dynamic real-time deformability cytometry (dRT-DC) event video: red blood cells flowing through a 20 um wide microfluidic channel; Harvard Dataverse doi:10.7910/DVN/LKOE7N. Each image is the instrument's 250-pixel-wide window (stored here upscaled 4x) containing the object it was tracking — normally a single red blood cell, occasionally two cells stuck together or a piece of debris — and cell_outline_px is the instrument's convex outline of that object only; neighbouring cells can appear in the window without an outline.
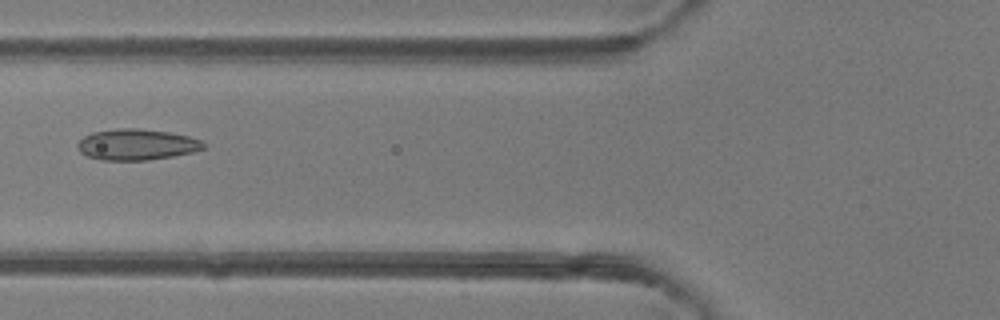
{"species": "common noctule bat (a hibernating species)", "species_latin": "Nyctalus noctula", "temperature_condition": "room temperature", "stored_images_in_passage": 7, "camera_frame_rate_fps": 3000, "um_per_image_px": 0.085, "animal": {"sex": "female"}, "frame": {"image": 1, "passage_image": 6, "time_ms": 6.0, "image_size_px": [1000, 320], "cell_outline_px": [[204, 148], [196, 152], [148, 160], [100, 160], [88, 156], [80, 152], [76, 144], [84, 136], [92, 132], [116, 128], [140, 128], [168, 132], [188, 136], [200, 140], [204, 144]], "centroid_in_image_um": [11.6, 12.28], "position_along_channel_um": 114.2, "area_um2": 22.83}}
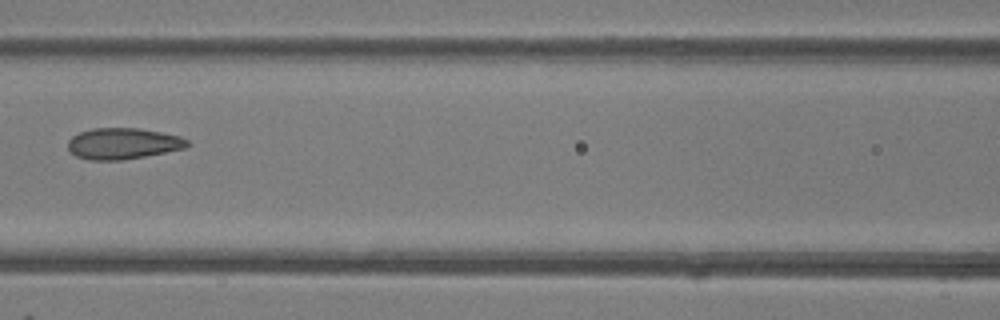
{"frame": {"image": 2, "passage_image": 7, "time_ms": 7.0, "image_size_px": [1000, 320], "cell_outline_px": [[192, 144], [184, 148], [144, 156], [120, 160], [88, 160], [76, 156], [68, 148], [68, 140], [72, 136], [80, 132], [92, 128], [140, 128], [180, 136], [188, 140]], "centroid_in_image_um": [10.45, 12.19], "position_along_channel_um": 156.2, "area_um2": 21.62}}